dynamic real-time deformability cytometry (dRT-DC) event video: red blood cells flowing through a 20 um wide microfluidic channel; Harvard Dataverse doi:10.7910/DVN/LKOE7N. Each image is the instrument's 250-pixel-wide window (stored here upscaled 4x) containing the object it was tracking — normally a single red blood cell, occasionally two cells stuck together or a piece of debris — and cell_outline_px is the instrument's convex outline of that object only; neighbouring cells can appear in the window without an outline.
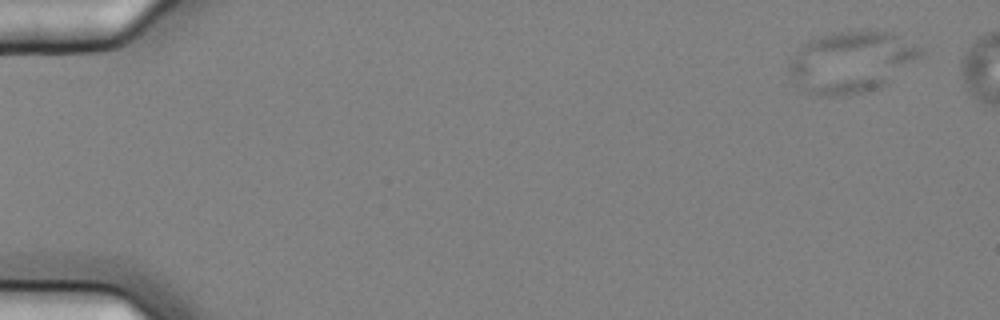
{"species": "common noctule bat (a hibernating species)", "species_latin": "Nyctalus noctula", "temperature_condition": "cold", "stored_images_in_passage": 6, "camera_frame_rate_fps": 3000, "um_per_image_px": 0.085, "animal": {"sex": "female", "body_mass_g": 25.1}, "frame": {"image": 1, "passage_image": 1, "time_ms": 0.0, "image_size_px": [1000, 320], "cell_outline_px": [[924, 56], [884, 84], [848, 96], [824, 96], [808, 92], [796, 84], [792, 80], [788, 72], [788, 64], [792, 56], [804, 44], [820, 36], [832, 32], [896, 32], [924, 48]], "centroid_in_image_um": [72.39, 5.25], "position_along_channel_um": 12.6, "area_um2": 46.82}}